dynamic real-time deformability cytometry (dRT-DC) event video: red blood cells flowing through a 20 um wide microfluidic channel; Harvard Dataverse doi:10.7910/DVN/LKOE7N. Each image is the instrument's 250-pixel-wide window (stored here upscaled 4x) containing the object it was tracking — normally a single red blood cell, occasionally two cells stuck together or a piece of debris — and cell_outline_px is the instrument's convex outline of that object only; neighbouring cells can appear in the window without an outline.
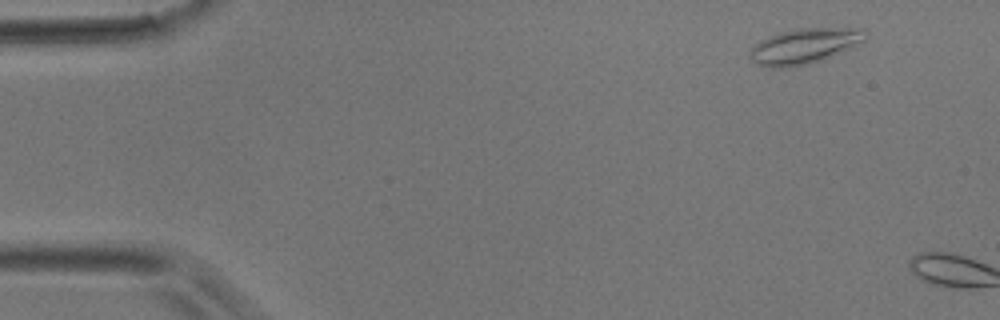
{"species": "common noctule bat (a hibernating species)", "species_latin": "Nyctalus noctula", "temperature_condition": "room temperature", "stored_images_in_passage": 2, "camera_frame_rate_fps": 3000, "um_per_image_px": 0.085, "animal": {"sex": "male", "body_mass_g": 17.9}, "frame": {"image": 1, "passage_image": 1, "time_ms": 0.0, "image_size_px": [1000, 320], "cell_outline_px": [[868, 36], [864, 40], [820, 60], [804, 64], [776, 68], [768, 68], [756, 64], [748, 56], [752, 48], [760, 40], [784, 32], [800, 28], [864, 28], [868, 32]], "centroid_in_image_um": [68.35, 3.9], "position_along_channel_um": 16.6, "area_um2": 23.06}}